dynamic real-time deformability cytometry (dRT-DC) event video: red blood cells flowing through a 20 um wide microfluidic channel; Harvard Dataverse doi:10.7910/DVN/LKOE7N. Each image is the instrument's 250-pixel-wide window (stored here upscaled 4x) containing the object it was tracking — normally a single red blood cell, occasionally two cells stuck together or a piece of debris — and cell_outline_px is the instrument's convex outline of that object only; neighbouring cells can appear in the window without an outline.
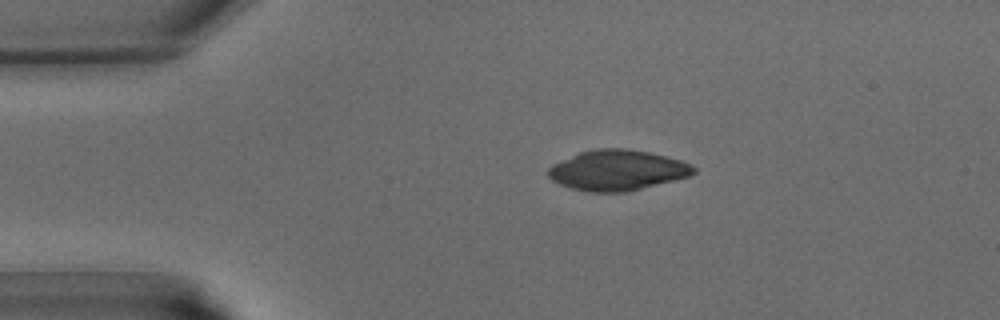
{"species": "common noctule bat (a hibernating species)", "species_latin": "Nyctalus noctula", "temperature_condition": "warm", "stored_images_in_passage": 34, "camera_frame_rate_fps": 3000, "um_per_image_px": 0.085, "animal": {"sex": "male", "body_mass_g": 15.6}, "frame": {"image": 1, "passage_image": 1, "time_ms": 0.0, "image_size_px": [1000, 320], "cell_outline_px": [[696, 172], [688, 176], [624, 192], [588, 192], [572, 188], [560, 184], [552, 180], [548, 176], [548, 168], [552, 164], [580, 152], [596, 148], [628, 148], [648, 152], [680, 160], [692, 164], [696, 168]], "centroid_in_image_um": [52.44, 14.46], "position_along_channel_um": 32.6, "area_um2": 33.93}}
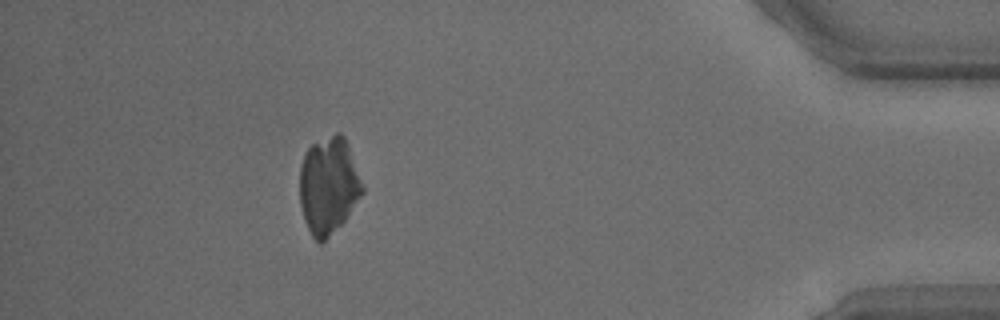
{"frame": {"image": 2, "passage_image": 30, "time_ms": 9.667, "image_size_px": [1000, 320], "cell_outline_px": [[364, 192], [344, 220], [320, 244], [312, 236], [304, 220], [300, 204], [300, 168], [304, 156], [308, 148], [312, 144], [336, 132], [340, 132], [344, 136], [348, 144], [364, 184]], "centroid_in_image_um": [27.94, 15.74], "position_along_channel_um": 407.3, "area_um2": 35.26}}